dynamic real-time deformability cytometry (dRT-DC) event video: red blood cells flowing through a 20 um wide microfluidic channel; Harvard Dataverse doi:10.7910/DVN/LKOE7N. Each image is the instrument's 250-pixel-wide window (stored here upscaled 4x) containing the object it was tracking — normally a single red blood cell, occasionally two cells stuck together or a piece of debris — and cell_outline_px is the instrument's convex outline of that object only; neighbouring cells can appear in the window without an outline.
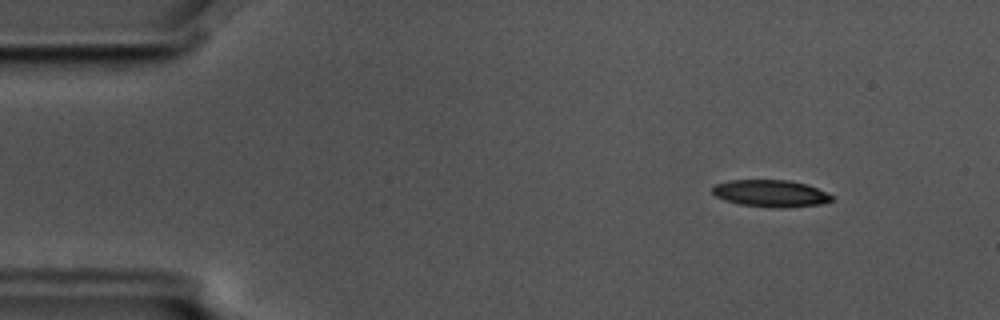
{"species": "common noctule bat (a hibernating species)", "species_latin": "Nyctalus noctula", "temperature_condition": "cold", "stored_images_in_passage": 5, "camera_frame_rate_fps": 3000, "um_per_image_px": 0.085, "animal": {"sex": "male", "body_mass_g": 17.5, "forearm_length_mm": 52.3}, "frame": {"image": 1, "passage_image": 2, "time_ms": 0.333, "image_size_px": [1000, 320], "cell_outline_px": [[832, 200], [820, 204], [788, 208], [780, 208], [740, 204], [724, 200], [716, 196], [712, 192], [712, 188], [716, 184], [728, 180], [788, 180], [808, 184], [832, 196]], "centroid_in_image_um": [65.49, 16.44], "position_along_channel_um": 19.5, "area_um2": 18.67}}